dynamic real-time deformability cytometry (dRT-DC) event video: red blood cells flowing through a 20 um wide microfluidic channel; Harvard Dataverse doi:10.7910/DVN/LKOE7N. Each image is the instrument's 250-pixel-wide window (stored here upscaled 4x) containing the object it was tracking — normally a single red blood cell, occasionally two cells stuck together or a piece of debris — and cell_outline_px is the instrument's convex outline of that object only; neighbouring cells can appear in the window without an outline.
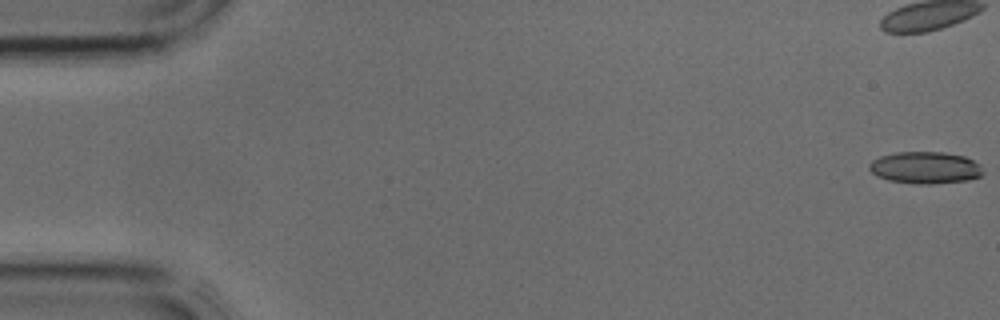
{"species": "common noctule bat (a hibernating species)", "species_latin": "Nyctalus noctula", "temperature_condition": "cold", "stored_images_in_passage": 6, "camera_frame_rate_fps": 3000, "um_per_image_px": 0.085, "animal": {"sex": "male", "body_mass_g": 17.9, "forearm_length_mm": 54.2}, "frame": {"image": 1, "passage_image": 1, "time_ms": 0.0, "image_size_px": [1000, 320], "cell_outline_px": [[984, 172], [980, 176], [968, 180], [932, 184], [920, 184], [888, 180], [872, 172], [868, 168], [868, 164], [872, 160], [880, 156], [896, 152], [944, 152], [964, 156], [980, 164]], "centroid_in_image_um": [78.65, 14.24], "position_along_channel_um": 6.3, "area_um2": 21.15}}